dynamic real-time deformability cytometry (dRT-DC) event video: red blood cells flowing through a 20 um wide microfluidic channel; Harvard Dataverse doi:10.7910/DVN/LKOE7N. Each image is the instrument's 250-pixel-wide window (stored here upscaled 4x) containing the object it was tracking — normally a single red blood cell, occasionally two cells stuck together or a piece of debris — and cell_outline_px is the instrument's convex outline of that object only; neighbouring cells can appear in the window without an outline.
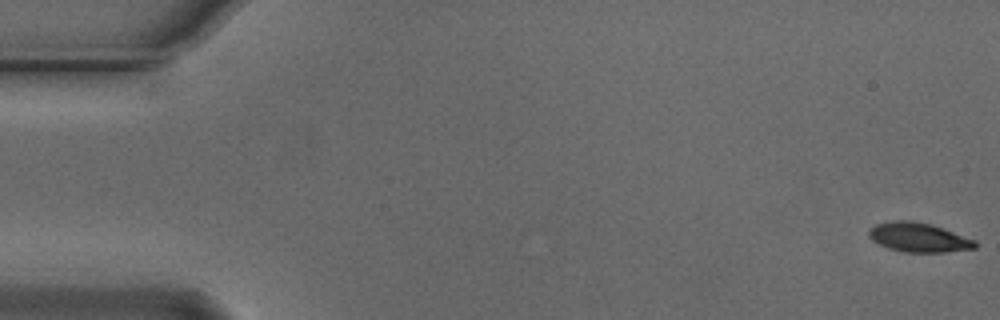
{"species": "Egyptian fruit bat (a non-hibernating species)", "species_latin": "Rousettus aegyptiacus", "temperature_condition": "cold", "stored_images_in_passage": 55, "camera_frame_rate_fps": 3000, "um_per_image_px": 0.085, "animal": {"sex": "male"}, "frame": {"image": 1, "passage_image": 1, "time_ms": 0.0, "image_size_px": [1000, 320], "cell_outline_px": [[976, 248], [944, 252], [904, 252], [888, 248], [872, 240], [868, 236], [868, 232], [876, 224], [892, 220], [912, 220], [932, 224], [976, 240]], "centroid_in_image_um": [78.08, 20.17], "position_along_channel_um": 6.9, "area_um2": 18.15}}
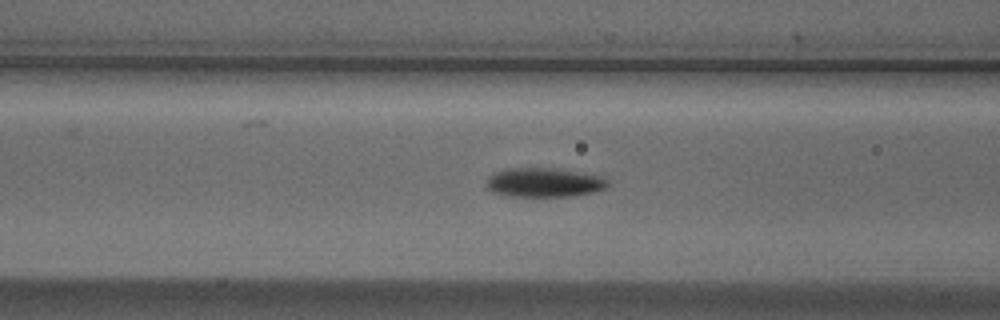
{"frame": {"image": 2, "passage_image": 22, "time_ms": 7.0, "image_size_px": [1000, 320], "cell_outline_px": [[612, 184], [608, 188], [592, 192], [572, 196], [508, 196], [492, 192], [488, 188], [488, 176], [492, 172], [508, 168], [548, 168], [576, 172], [600, 176], [608, 180]], "centroid_in_image_um": [46.25, 15.51], "position_along_channel_um": 120.3, "area_um2": 20.58}}
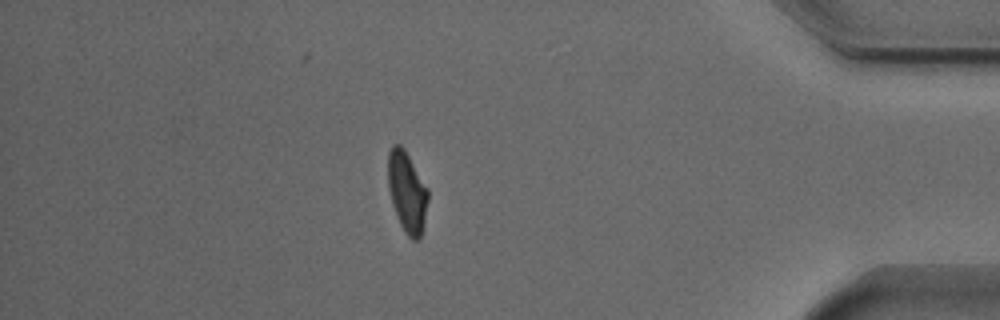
{"frame": {"image": 3, "passage_image": 48, "time_ms": 15.667, "image_size_px": [1000, 320], "cell_outline_px": [[428, 200], [420, 240], [412, 240], [404, 232], [400, 224], [392, 204], [388, 188], [388, 152], [392, 144], [400, 144], [404, 148], [428, 188]], "centroid_in_image_um": [34.59, 16.31], "position_along_channel_um": 400.6, "area_um2": 18.9}, "authors_computed_cell_mechanics": {"area_um2": 19.2474, "velocity_mm_per_s": 3.7232, "shape_relaxation_time_tau1_ms": 2.9257, "shape_relaxation_time_tau2_ms": 2.5784, "deformation_change_tau1": 0.1314, "deformation_change_tau2": 0.0608}}